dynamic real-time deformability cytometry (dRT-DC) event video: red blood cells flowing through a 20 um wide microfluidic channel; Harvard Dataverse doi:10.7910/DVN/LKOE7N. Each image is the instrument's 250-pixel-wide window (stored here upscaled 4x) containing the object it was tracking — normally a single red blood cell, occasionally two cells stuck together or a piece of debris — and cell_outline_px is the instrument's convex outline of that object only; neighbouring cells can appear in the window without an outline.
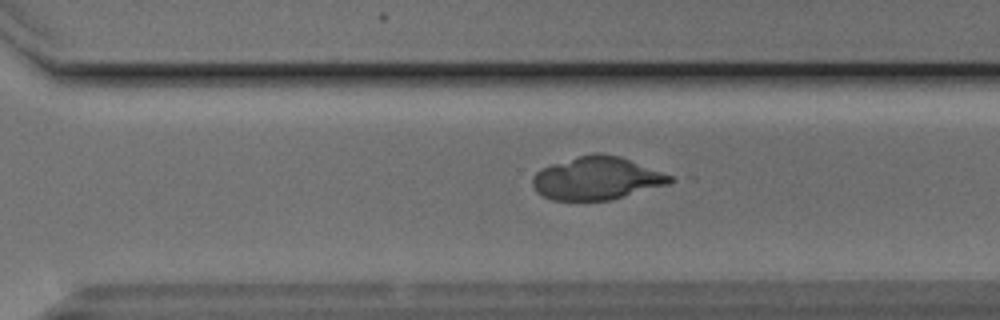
{"species": "Egyptian fruit bat (a non-hibernating species)", "species_latin": "Rousettus aegyptiacus", "temperature_condition": "cold", "stored_images_in_passage": 30, "camera_frame_rate_fps": 3000, "um_per_image_px": 0.085, "animal": {"sex": "male"}, "frame": {"image": 1, "passage_image": 21, "time_ms": 6.667, "image_size_px": [1000, 320], "cell_outline_px": [[676, 180], [668, 184], [608, 200], [552, 200], [536, 192], [532, 184], [532, 180], [536, 172], [540, 168], [552, 164], [580, 156], [596, 152], [600, 152], [620, 156], [672, 176]], "centroid_in_image_um": [50.7, 15.15], "position_along_channel_um": 319.9, "area_um2": 34.04}}
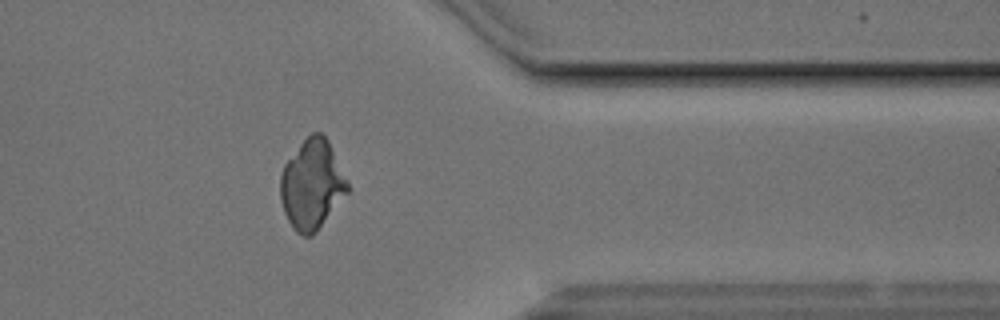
{"frame": {"image": 2, "passage_image": 27, "time_ms": 8.667, "image_size_px": [1000, 320], "cell_outline_px": [[348, 192], [316, 232], [312, 236], [304, 236], [296, 232], [292, 228], [284, 212], [280, 200], [280, 176], [284, 164], [300, 144], [312, 132], [320, 132], [328, 140], [348, 184]], "centroid_in_image_um": [26.48, 15.71], "position_along_channel_um": 384.9, "area_um2": 34.68}}